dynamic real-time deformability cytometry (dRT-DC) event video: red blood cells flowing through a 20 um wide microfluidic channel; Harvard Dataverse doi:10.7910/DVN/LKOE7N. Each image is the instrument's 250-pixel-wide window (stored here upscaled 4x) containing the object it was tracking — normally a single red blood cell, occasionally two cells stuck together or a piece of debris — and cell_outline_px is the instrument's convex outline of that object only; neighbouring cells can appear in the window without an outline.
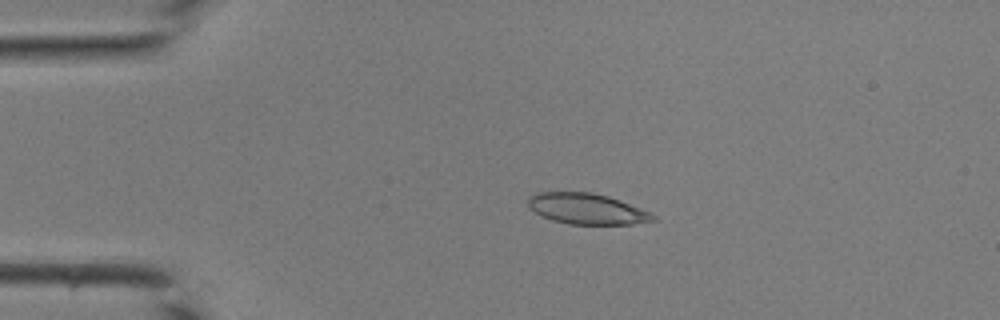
{"species": "common noctule bat (a hibernating species)", "species_latin": "Nyctalus noctula", "temperature_condition": "room temperature", "stored_images_in_passage": 43, "camera_frame_rate_fps": 3000, "um_per_image_px": 0.085, "animal": {"sex": "male", "body_mass_g": 19.0, "forearm_length_mm": 50.8}, "frame": {"image": 1, "passage_image": 10, "time_ms": 3.0, "image_size_px": [1000, 320], "cell_outline_px": [[656, 220], [632, 224], [568, 224], [552, 220], [528, 208], [528, 196], [536, 192], [592, 192], [608, 196], [640, 208], [656, 216]], "centroid_in_image_um": [49.85, 17.74], "position_along_channel_um": 35.2, "area_um2": 22.31}}
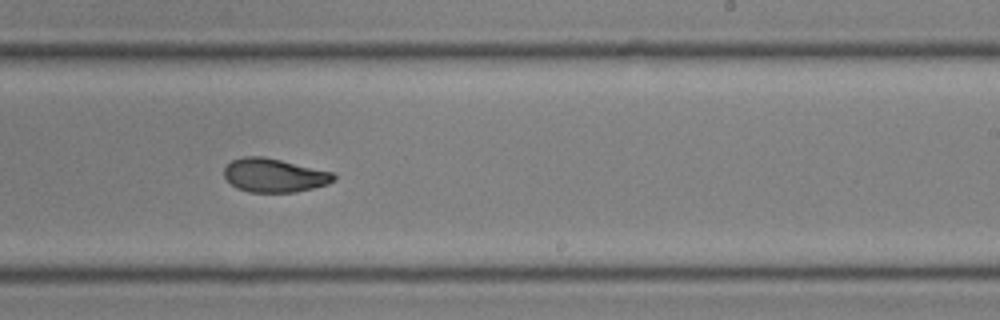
{"frame": {"image": 2, "passage_image": 27, "time_ms": 8.667, "image_size_px": [1000, 320], "cell_outline_px": [[336, 180], [328, 184], [296, 192], [248, 192], [236, 188], [224, 176], [224, 168], [232, 160], [244, 156], [264, 156], [332, 172], [336, 176]], "centroid_in_image_um": [23.31, 14.9], "position_along_channel_um": 265.7, "area_um2": 21.5}}
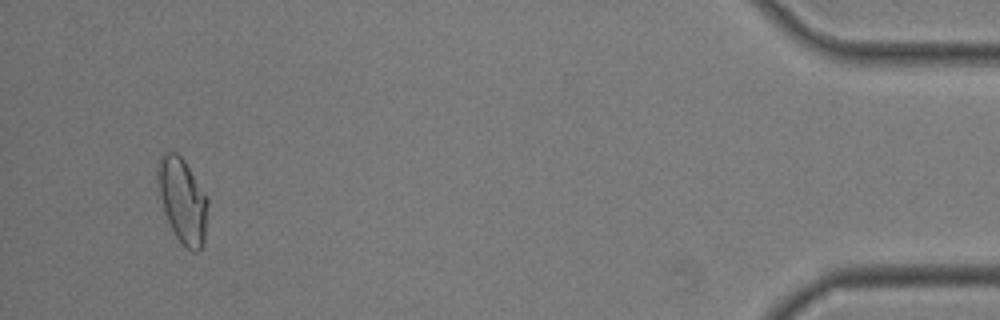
{"frame": {"image": 3, "passage_image": 41, "time_ms": 13.333, "image_size_px": [1000, 320], "cell_outline_px": [[208, 204], [204, 240], [200, 248], [196, 252], [192, 252], [176, 236], [164, 212], [156, 180], [156, 164], [160, 156], [164, 152], [176, 152], [184, 160], [208, 196]], "centroid_in_image_um": [15.5, 16.98], "position_along_channel_um": 419.7, "area_um2": 24.8}}